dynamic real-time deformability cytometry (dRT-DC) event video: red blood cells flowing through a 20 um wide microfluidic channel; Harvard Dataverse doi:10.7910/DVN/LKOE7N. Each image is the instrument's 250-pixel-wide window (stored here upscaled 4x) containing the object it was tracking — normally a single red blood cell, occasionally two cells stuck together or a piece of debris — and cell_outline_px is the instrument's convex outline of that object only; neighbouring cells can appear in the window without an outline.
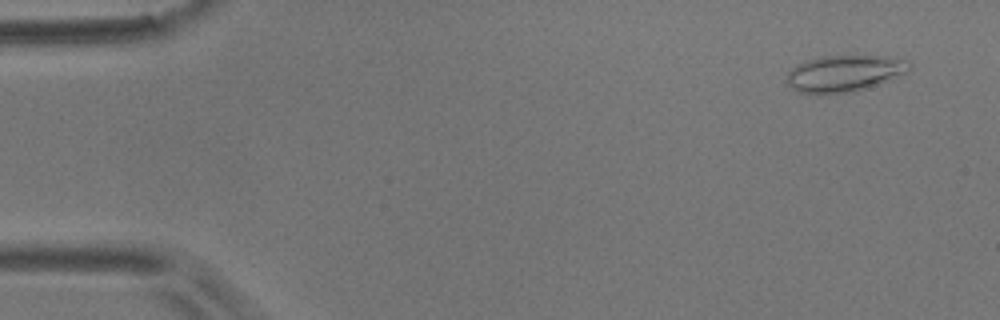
{"species": "common noctule bat (a hibernating species)", "species_latin": "Nyctalus noctula", "temperature_condition": "room temperature", "stored_images_in_passage": 7, "camera_frame_rate_fps": 3000, "um_per_image_px": 0.085, "animal": {"sex": "male", "body_mass_g": 17.9}, "frame": {"image": 1, "passage_image": 1, "time_ms": 0.0, "image_size_px": [1000, 320], "cell_outline_px": [[912, 64], [908, 72], [864, 88], [852, 92], [800, 92], [792, 88], [784, 80], [788, 72], [796, 64], [804, 60], [824, 56], [888, 56], [908, 60]], "centroid_in_image_um": [71.76, 6.2], "position_along_channel_um": 13.2, "area_um2": 25.66}}
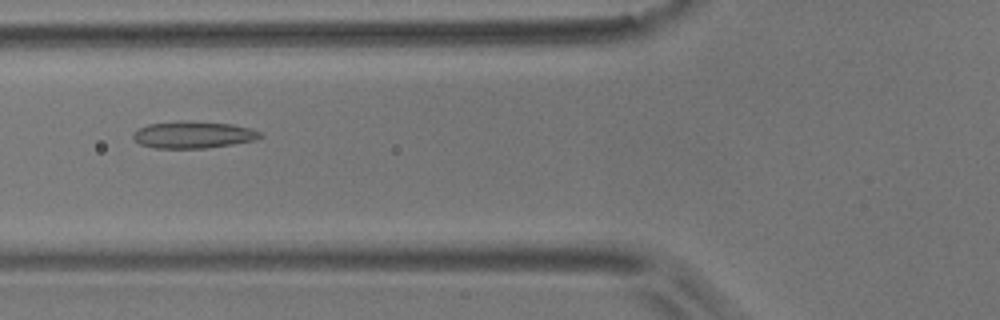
{"frame": {"image": 2, "passage_image": 6, "time_ms": 6.0, "image_size_px": [1000, 320], "cell_outline_px": [[264, 136], [256, 140], [232, 144], [204, 148], [156, 148], [140, 144], [132, 136], [132, 132], [148, 124], [232, 124], [252, 128], [260, 132]], "centroid_in_image_um": [16.47, 11.51], "position_along_channel_um": 109.3, "area_um2": 18.79}}
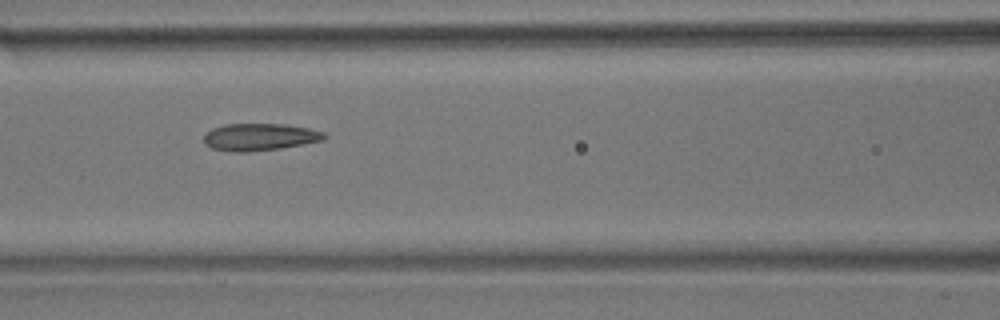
{"frame": {"image": 3, "passage_image": 7, "time_ms": 7.0, "image_size_px": [1000, 320], "cell_outline_px": [[328, 136], [324, 140], [304, 144], [280, 148], [248, 152], [232, 152], [212, 148], [204, 144], [204, 136], [212, 128], [224, 124], [284, 124], [308, 128], [324, 132]], "centroid_in_image_um": [22.08, 11.64], "position_along_channel_um": 144.5, "area_um2": 19.13}}